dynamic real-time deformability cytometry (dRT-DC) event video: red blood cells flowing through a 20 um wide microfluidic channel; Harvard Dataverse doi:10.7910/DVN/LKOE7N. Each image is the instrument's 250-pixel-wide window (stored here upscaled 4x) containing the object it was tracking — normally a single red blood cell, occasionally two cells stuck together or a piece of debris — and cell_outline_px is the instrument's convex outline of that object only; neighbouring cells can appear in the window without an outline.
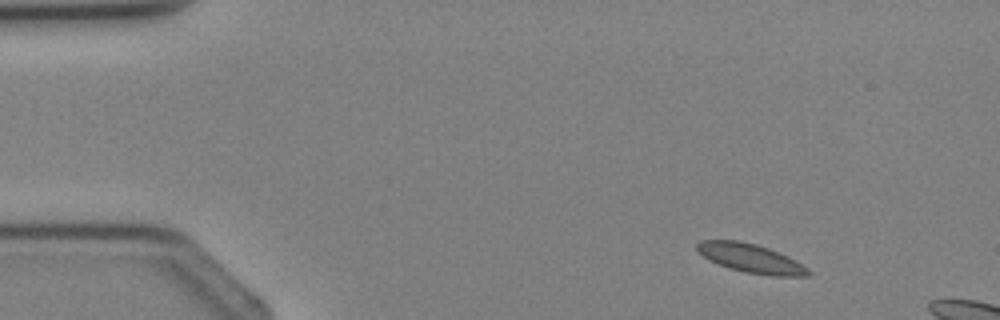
{"species": "Egyptian fruit bat (a non-hibernating species)", "species_latin": "Rousettus aegyptiacus", "temperature_condition": "cold", "stored_images_in_passage": 3, "camera_frame_rate_fps": 3000, "um_per_image_px": 0.085, "animal": {"sex": "female"}, "frame": {"image": 1, "passage_image": 1, "time_ms": 0.0, "image_size_px": [1000, 320], "cell_outline_px": [[812, 272], [808, 276], [772, 276], [744, 272], [728, 268], [704, 256], [696, 248], [696, 244], [700, 240], [740, 240], [756, 244], [780, 252], [788, 256], [808, 268]], "centroid_in_image_um": [63.85, 21.95], "position_along_channel_um": 21.1, "area_um2": 18.67}}